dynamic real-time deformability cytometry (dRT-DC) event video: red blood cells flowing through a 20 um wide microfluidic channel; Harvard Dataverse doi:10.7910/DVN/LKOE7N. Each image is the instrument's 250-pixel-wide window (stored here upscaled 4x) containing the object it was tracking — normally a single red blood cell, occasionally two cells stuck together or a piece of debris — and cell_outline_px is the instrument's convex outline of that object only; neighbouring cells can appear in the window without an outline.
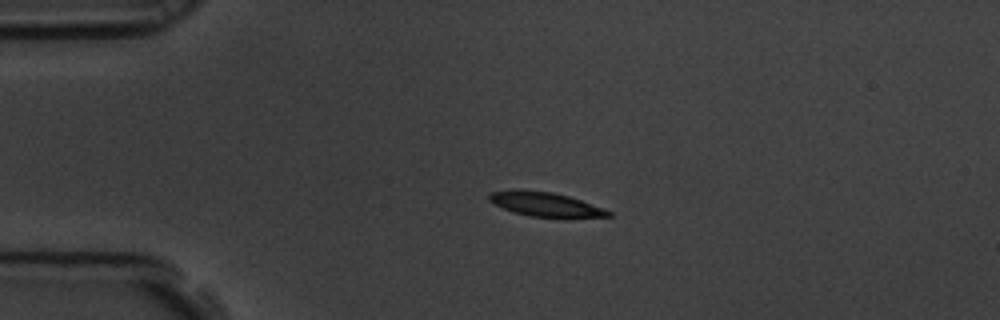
{"species": "common noctule bat (a hibernating species)", "species_latin": "Nyctalus noctula", "temperature_condition": "room temperature", "stored_images_in_passage": 4, "camera_frame_rate_fps": 3000, "um_per_image_px": 0.085, "animal": {"sex": "male", "body_mass_g": 19.5, "forearm_length_mm": 54.6}, "frame": {"image": 1, "passage_image": 3, "time_ms": 0.667, "image_size_px": [1000, 320], "cell_outline_px": [[612, 216], [564, 220], [528, 216], [512, 212], [488, 200], [488, 196], [492, 192], [512, 188], [520, 188], [552, 192], [568, 196], [604, 208], [612, 212]], "centroid_in_image_um": [46.4, 17.4], "position_along_channel_um": 38.6, "area_um2": 17.8}}